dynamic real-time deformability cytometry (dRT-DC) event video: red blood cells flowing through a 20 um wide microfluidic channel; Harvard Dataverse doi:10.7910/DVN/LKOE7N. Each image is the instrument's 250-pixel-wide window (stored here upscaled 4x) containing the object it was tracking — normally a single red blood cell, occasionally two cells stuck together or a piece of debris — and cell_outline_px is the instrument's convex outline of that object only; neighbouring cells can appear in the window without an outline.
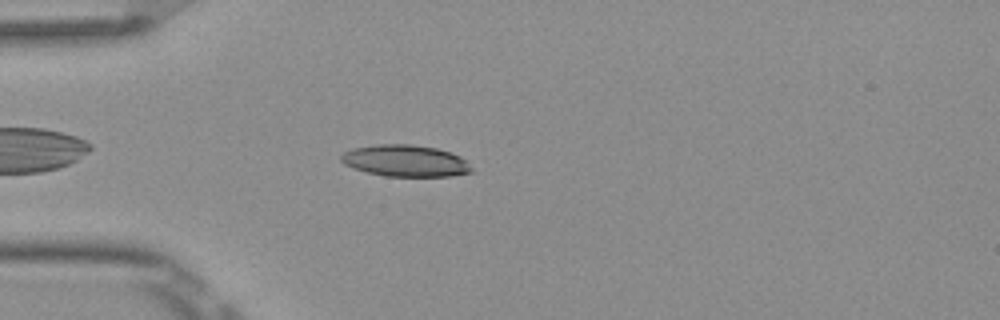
{"species": "Egyptian fruit bat (a non-hibernating species)", "species_latin": "Rousettus aegyptiacus", "temperature_condition": "room temperature", "stored_images_in_passage": 6, "camera_frame_rate_fps": 3000, "um_per_image_px": 0.085, "frame": {"image": 1, "passage_image": 5, "time_ms": 1.333, "image_size_px": [1000, 320], "cell_outline_px": [[472, 172], [452, 176], [384, 176], [368, 172], [344, 164], [340, 160], [340, 156], [344, 152], [352, 148], [380, 144], [412, 144], [436, 148], [460, 156], [472, 168]], "centroid_in_image_um": [34.45, 13.66], "position_along_channel_um": 50.6, "area_um2": 23.87}}